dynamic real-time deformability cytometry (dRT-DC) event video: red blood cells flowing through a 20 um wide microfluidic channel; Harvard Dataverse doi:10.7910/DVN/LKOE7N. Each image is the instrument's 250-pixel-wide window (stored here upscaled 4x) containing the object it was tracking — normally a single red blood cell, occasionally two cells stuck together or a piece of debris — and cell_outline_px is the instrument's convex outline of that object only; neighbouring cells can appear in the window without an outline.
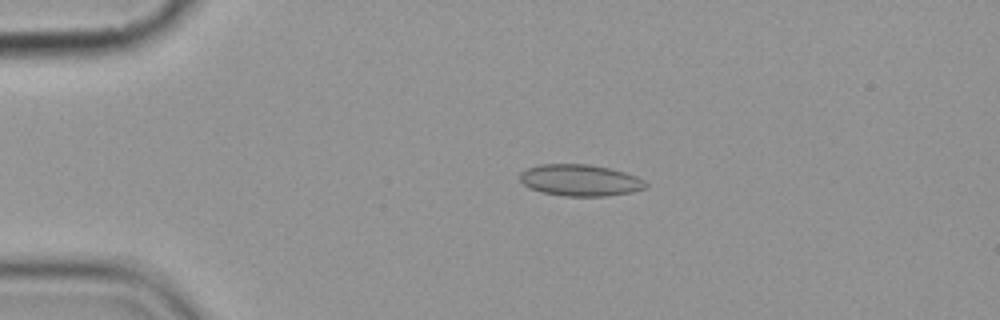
{"species": "common noctule bat (a hibernating species)", "species_latin": "Nyctalus noctula", "temperature_condition": "cold", "stored_images_in_passage": 5, "camera_frame_rate_fps": 3000, "um_per_image_px": 0.085, "animal": {"sex": "female", "body_mass_g": 19.9}, "frame": {"image": 1, "passage_image": 3, "time_ms": 3.0, "image_size_px": [1000, 320], "cell_outline_px": [[648, 188], [632, 192], [604, 196], [564, 196], [544, 192], [532, 188], [524, 184], [520, 180], [520, 172], [528, 168], [540, 164], [588, 164], [608, 168], [624, 172], [636, 176], [644, 180], [648, 184]], "centroid_in_image_um": [49.35, 15.32], "position_along_channel_um": 35.7, "area_um2": 23.0}}
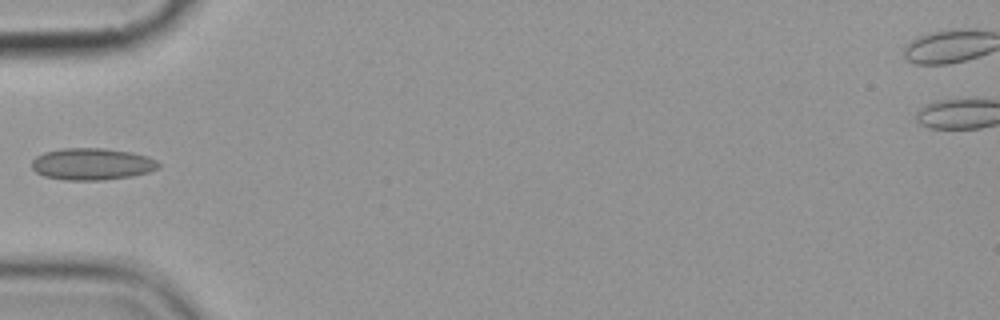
{"frame": {"image": 2, "passage_image": 5, "time_ms": 5.333, "image_size_px": [1000, 320], "cell_outline_px": [[160, 168], [148, 172], [132, 176], [104, 180], [64, 180], [44, 176], [36, 172], [32, 168], [32, 160], [36, 156], [44, 152], [64, 148], [104, 148], [132, 152], [148, 156], [156, 160], [160, 164]], "centroid_in_image_um": [7.83, 13.94], "position_along_channel_um": 77.2, "area_um2": 23.7}}